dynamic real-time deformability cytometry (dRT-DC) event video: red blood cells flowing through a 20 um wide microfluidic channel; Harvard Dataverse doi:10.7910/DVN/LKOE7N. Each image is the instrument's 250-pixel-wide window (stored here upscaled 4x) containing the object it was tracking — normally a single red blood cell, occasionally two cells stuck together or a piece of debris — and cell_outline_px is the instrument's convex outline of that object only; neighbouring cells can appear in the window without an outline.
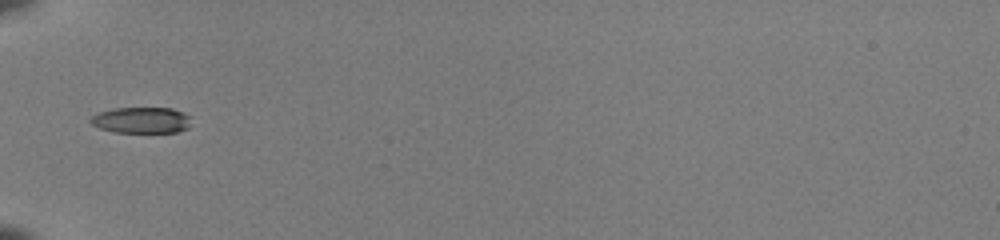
{"species": "common noctule bat (a hibernating species)", "species_latin": "Nyctalus noctula", "temperature_condition": "room temperature", "stored_images_in_passage": 32, "camera_frame_rate_fps": 3000, "um_per_image_px": 0.085, "animal": {"sex": "female", "body_mass_g": 22.0, "forearm_length_mm": 56.7}, "frame": {"image": 1, "passage_image": 1, "time_ms": 0.0, "image_size_px": [1000, 240], "cell_outline_px": [[192, 116], [188, 128], [176, 132], [116, 132], [100, 128], [92, 124], [88, 120], [92, 116], [100, 112], [112, 108], [172, 108], [184, 112]], "centroid_in_image_um": [12.06, 10.2], "position_along_channel_um": 72.9, "area_um2": 15.37}}
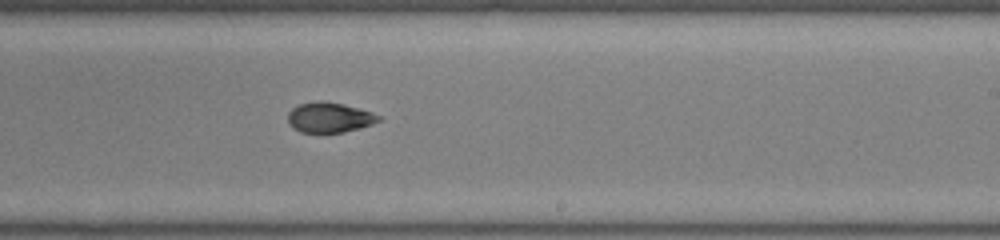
{"frame": {"image": 2, "passage_image": 15, "time_ms": 4.667, "image_size_px": [1000, 240], "cell_outline_px": [[380, 120], [372, 124], [360, 128], [344, 132], [300, 132], [292, 128], [288, 124], [288, 112], [292, 108], [300, 104], [320, 100], [344, 104], [360, 108], [372, 112], [380, 116]], "centroid_in_image_um": [27.99, 9.98], "position_along_channel_um": 261.0, "area_um2": 16.01}}
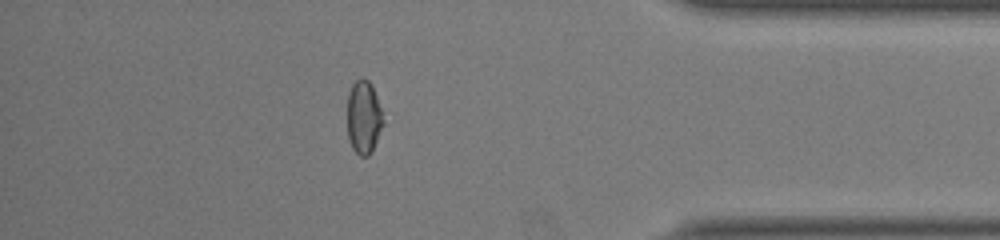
{"frame": {"image": 3, "passage_image": 27, "time_ms": 8.667, "image_size_px": [1000, 240], "cell_outline_px": [[384, 124], [372, 152], [368, 156], [360, 156], [352, 148], [348, 136], [348, 92], [352, 84], [360, 76], [368, 80], [372, 84], [384, 120]], "centroid_in_image_um": [30.92, 9.96], "position_along_channel_um": 404.3, "area_um2": 15.43}, "authors_computed_cell_mechanics": {"area_um2": 15.9528, "velocity_mm_per_s": 4.0904, "shape_relaxation_time_tau1_ms": null, "shape_relaxation_time_tau2_ms": 2.1875, "deformation_change_tau1": null, "deformation_change_tau2": 0.0782}}